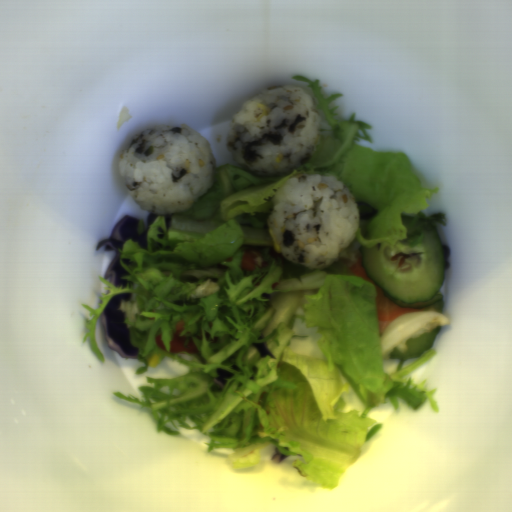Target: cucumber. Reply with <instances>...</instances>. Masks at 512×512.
Returning <instances> with one entry per match:
<instances>
[{
    "label": "cucumber",
    "mask_w": 512,
    "mask_h": 512,
    "mask_svg": "<svg viewBox=\"0 0 512 512\" xmlns=\"http://www.w3.org/2000/svg\"><path fill=\"white\" fill-rule=\"evenodd\" d=\"M360 260L366 275L384 296L403 309H422L438 303L446 270L450 268L451 248L438 230H424L423 240L410 248L399 240L380 251L360 247Z\"/></svg>",
    "instance_id": "8b760119"
}]
</instances>
